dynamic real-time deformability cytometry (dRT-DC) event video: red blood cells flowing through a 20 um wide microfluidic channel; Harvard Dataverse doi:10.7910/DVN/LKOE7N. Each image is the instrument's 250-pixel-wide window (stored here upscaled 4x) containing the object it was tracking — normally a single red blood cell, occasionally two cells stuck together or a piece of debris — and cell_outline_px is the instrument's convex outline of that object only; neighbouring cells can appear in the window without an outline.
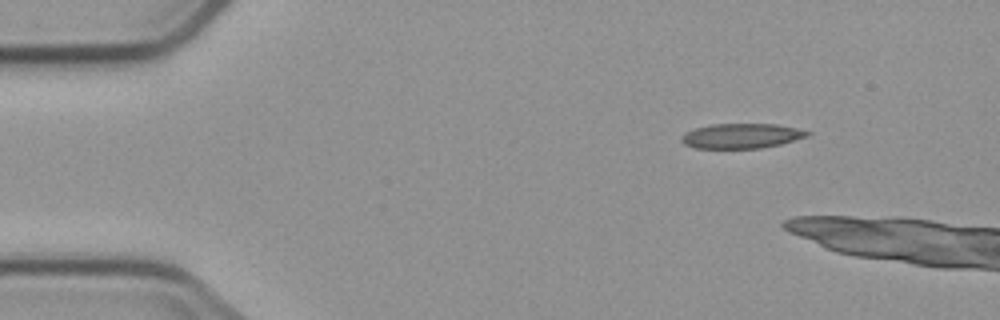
{"species": "common noctule bat (a hibernating species)", "species_latin": "Nyctalus noctula", "temperature_condition": "cold", "stored_images_in_passage": 2, "camera_frame_rate_fps": 3000, "um_per_image_px": 0.085, "animal": {"sex": "male", "body_mass_g": 23.1, "forearm_length_mm": 52.7}, "frame": {"image": 1, "passage_image": 1, "time_ms": 0.0, "image_size_px": [1000, 320], "cell_outline_px": [[812, 132], [808, 136], [780, 144], [760, 148], [696, 148], [684, 144], [680, 140], [680, 136], [684, 132], [696, 128], [712, 124], [776, 124], [796, 128]], "centroid_in_image_um": [62.99, 11.55], "position_along_channel_um": 22.0, "area_um2": 18.21}}